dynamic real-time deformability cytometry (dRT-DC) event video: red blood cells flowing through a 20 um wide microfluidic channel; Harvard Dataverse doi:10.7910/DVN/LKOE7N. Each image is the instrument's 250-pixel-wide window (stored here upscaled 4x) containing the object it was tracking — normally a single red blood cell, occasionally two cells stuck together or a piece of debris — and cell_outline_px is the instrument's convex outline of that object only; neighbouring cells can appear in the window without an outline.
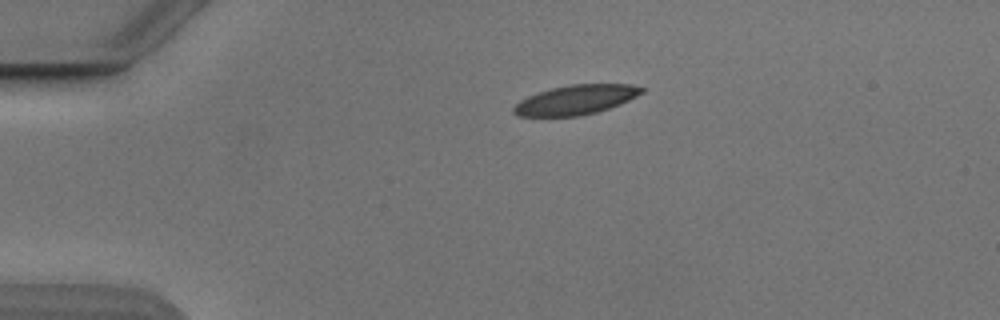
{"species": "Egyptian fruit bat (a non-hibernating species)", "species_latin": "Rousettus aegyptiacus", "temperature_condition": "cold", "stored_images_in_passage": 8, "camera_frame_rate_fps": 3000, "um_per_image_px": 0.085, "animal": {"sex": "male"}, "frame": {"image": 1, "passage_image": 1, "time_ms": 0.0, "image_size_px": [1000, 320], "cell_outline_px": [[644, 92], [620, 104], [596, 112], [580, 116], [516, 116], [512, 112], [512, 108], [520, 100], [536, 92], [552, 88], [572, 84], [632, 84], [644, 88]], "centroid_in_image_um": [48.92, 8.48], "position_along_channel_um": 36.1, "area_um2": 22.02}}
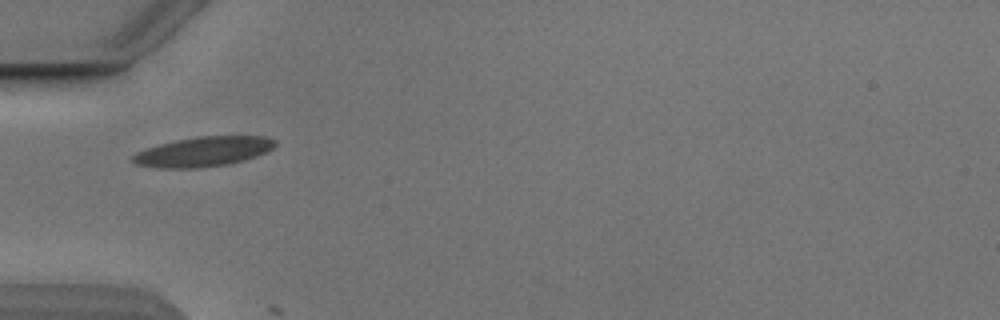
{"frame": {"image": 2, "passage_image": 7, "time_ms": 2.0, "image_size_px": [1000, 320], "cell_outline_px": [[276, 144], [272, 148], [256, 156], [244, 160], [224, 164], [196, 168], [156, 168], [136, 164], [128, 160], [136, 152], [144, 148], [176, 140], [196, 136], [264, 136], [276, 140]], "centroid_in_image_um": [17.21, 12.88], "position_along_channel_um": 67.8, "area_um2": 24.68}}